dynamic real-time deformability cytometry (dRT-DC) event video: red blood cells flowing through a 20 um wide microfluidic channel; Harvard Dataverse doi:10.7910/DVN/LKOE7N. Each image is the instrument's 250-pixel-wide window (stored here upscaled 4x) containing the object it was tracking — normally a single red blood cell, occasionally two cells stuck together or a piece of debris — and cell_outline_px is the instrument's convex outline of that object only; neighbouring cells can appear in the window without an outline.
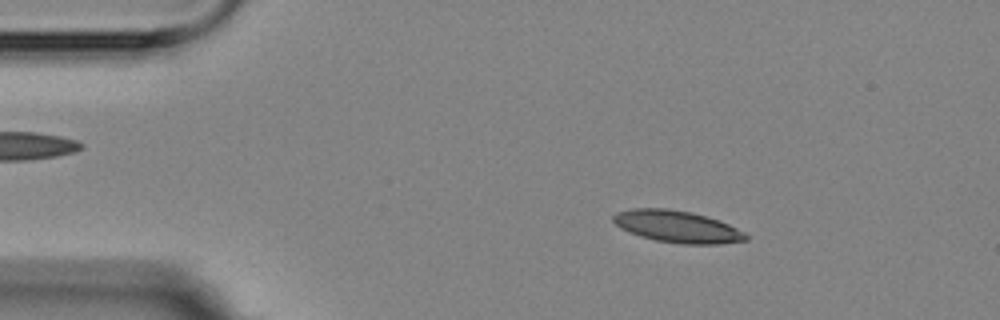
{"species": "Egyptian fruit bat (a non-hibernating species)", "species_latin": "Rousettus aegyptiacus", "temperature_condition": "room temperature", "stored_images_in_passage": 4, "camera_frame_rate_fps": 3000, "um_per_image_px": 0.085, "animal": {"sex": "female"}, "frame": {"image": 1, "passage_image": 2, "time_ms": 1.333, "image_size_px": [1000, 320], "cell_outline_px": [[748, 240], [720, 244], [684, 244], [656, 240], [640, 236], [620, 228], [612, 220], [612, 216], [616, 212], [632, 208], [668, 208], [692, 212], [728, 224], [744, 232], [748, 236]], "centroid_in_image_um": [57.54, 19.26], "position_along_channel_um": 27.5, "area_um2": 24.57}}